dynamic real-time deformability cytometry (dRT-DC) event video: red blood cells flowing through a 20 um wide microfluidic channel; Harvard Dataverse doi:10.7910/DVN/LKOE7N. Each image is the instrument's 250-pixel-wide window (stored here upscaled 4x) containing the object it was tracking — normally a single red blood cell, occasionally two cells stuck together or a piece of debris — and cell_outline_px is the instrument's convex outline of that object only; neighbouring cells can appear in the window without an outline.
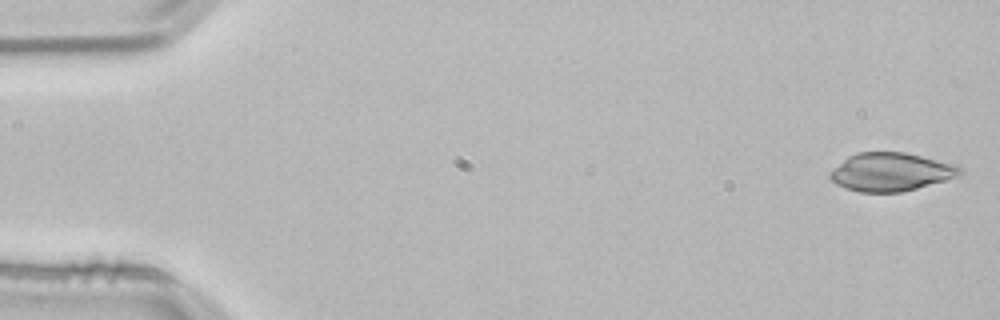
{"species": "common noctule bat (a hibernating species)", "species_latin": "Nyctalus noctula", "temperature_condition": "room temperature", "stored_images_in_passage": 27, "camera_frame_rate_fps": 3000, "um_per_image_px": 0.085, "animal": {"sex": "male", "body_mass_g": 21.5, "forearm_length_mm": 52.0}, "frame": {"image": 1, "passage_image": 1, "time_ms": 0.0, "image_size_px": [1000, 320], "cell_outline_px": [[964, 172], [956, 176], [944, 180], [916, 188], [900, 192], [860, 192], [844, 188], [836, 184], [828, 176], [828, 172], [848, 156], [856, 152], [904, 152], [956, 164]], "centroid_in_image_um": [75.67, 14.61], "position_along_channel_um": 9.3, "area_um2": 28.9}}
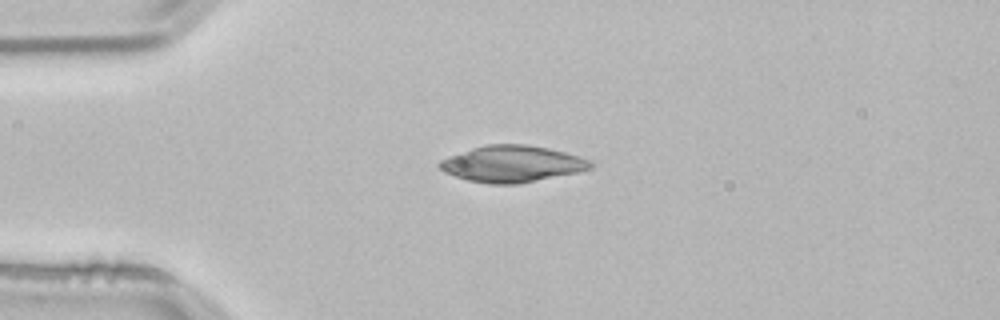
{"frame": {"image": 2, "passage_image": 12, "time_ms": 3.667, "image_size_px": [1000, 320], "cell_outline_px": [[592, 168], [576, 172], [520, 184], [488, 184], [468, 180], [444, 172], [436, 164], [440, 160], [448, 156], [472, 148], [488, 144], [524, 144], [548, 148], [580, 156], [588, 160], [592, 164]], "centroid_in_image_um": [43.49, 13.93], "position_along_channel_um": 41.5, "area_um2": 31.96}}